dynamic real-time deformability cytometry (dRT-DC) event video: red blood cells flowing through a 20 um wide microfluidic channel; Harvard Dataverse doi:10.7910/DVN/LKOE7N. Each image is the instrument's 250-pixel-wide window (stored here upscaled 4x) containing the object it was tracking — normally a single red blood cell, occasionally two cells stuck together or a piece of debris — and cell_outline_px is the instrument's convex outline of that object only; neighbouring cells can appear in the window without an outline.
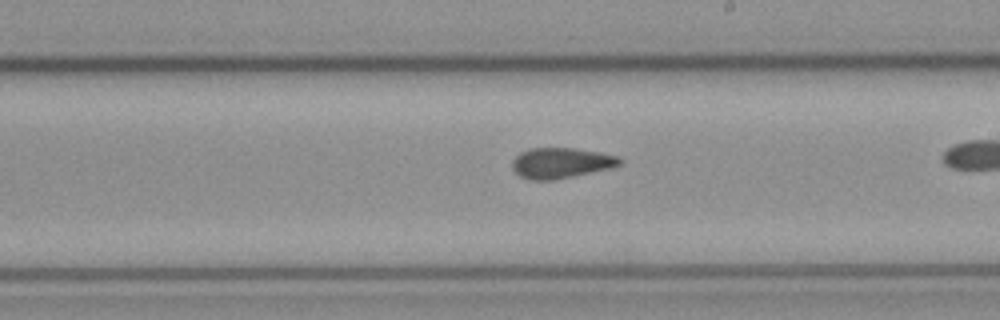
{"species": "common noctule bat (a hibernating species)", "species_latin": "Nyctalus noctula", "temperature_condition": "cold", "stored_images_in_passage": 27, "camera_frame_rate_fps": 3000, "um_per_image_px": 0.085, "animal": {"sex": "female", "body_mass_g": 21.9}, "frame": {"image": 1, "passage_image": 16, "time_ms": 5.0, "image_size_px": [1000, 320], "cell_outline_px": [[624, 160], [620, 164], [612, 168], [556, 180], [528, 180], [520, 176], [512, 168], [512, 160], [520, 152], [528, 148], [572, 148], [600, 152], [616, 156]], "centroid_in_image_um": [47.68, 13.86], "position_along_channel_um": 241.3, "area_um2": 19.31}}